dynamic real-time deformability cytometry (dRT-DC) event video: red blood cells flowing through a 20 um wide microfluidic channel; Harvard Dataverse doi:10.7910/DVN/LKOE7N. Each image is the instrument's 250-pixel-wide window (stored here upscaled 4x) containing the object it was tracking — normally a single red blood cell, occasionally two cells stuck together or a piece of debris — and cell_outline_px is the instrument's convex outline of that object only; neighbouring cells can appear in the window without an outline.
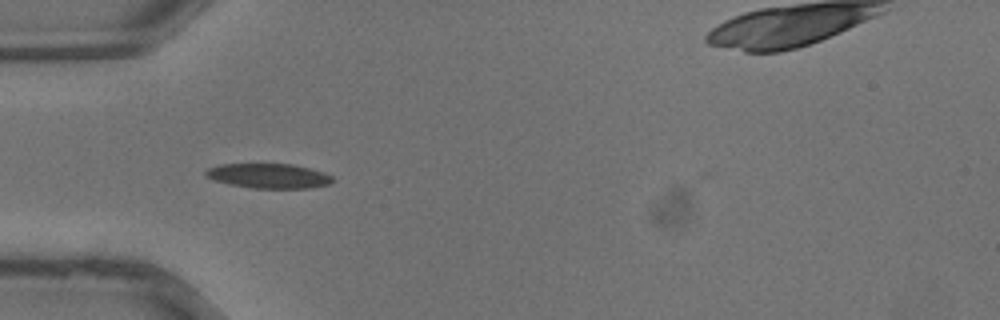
{"species": "common noctule bat (a hibernating species)", "species_latin": "Nyctalus noctula", "temperature_condition": "warm", "stored_images_in_passage": 27, "camera_frame_rate_fps": 3000, "um_per_image_px": 0.085, "animal": {"sex": "male", "body_mass_g": 13.3}, "frame": {"image": 1, "passage_image": 1, "time_ms": 0.0, "image_size_px": [1000, 320], "cell_outline_px": [[336, 180], [328, 184], [312, 188], [252, 188], [228, 184], [212, 180], [204, 176], [204, 172], [208, 168], [220, 164], [292, 164], [324, 172], [332, 176]], "centroid_in_image_um": [22.82, 14.95], "position_along_channel_um": 62.2, "area_um2": 18.44}}
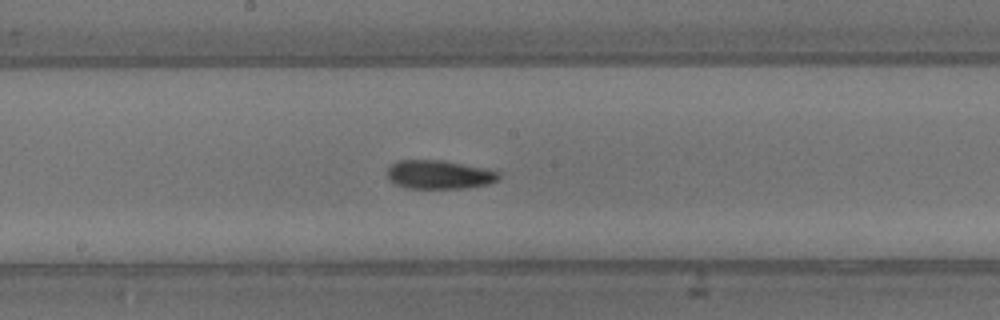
{"frame": {"image": 2, "passage_image": 9, "time_ms": 2.667, "image_size_px": [1000, 320], "cell_outline_px": [[500, 176], [496, 180], [488, 184], [468, 188], [408, 188], [396, 184], [388, 180], [384, 172], [396, 160], [444, 160], [488, 168], [500, 172]], "centroid_in_image_um": [37.31, 14.83], "position_along_channel_um": 210.9, "area_um2": 19.02}}
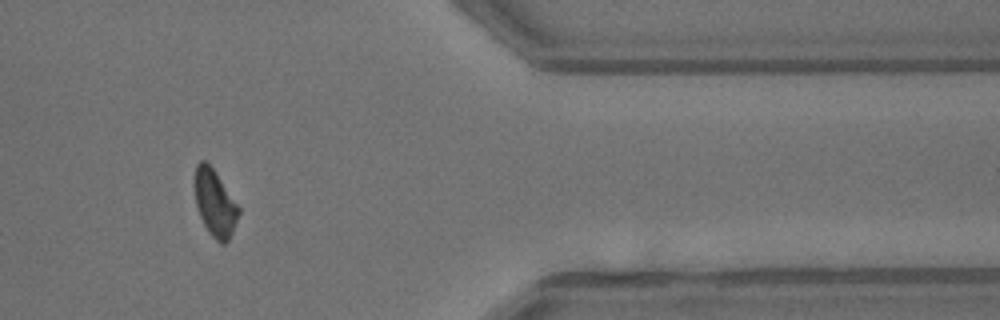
{"frame": {"image": 3, "passage_image": 20, "time_ms": 6.333, "image_size_px": [1000, 320], "cell_outline_px": [[240, 212], [232, 232], [228, 240], [224, 244], [220, 244], [208, 232], [196, 208], [196, 164], [200, 160], [204, 160], [216, 172], [240, 208]], "centroid_in_image_um": [18.28, 17.29], "position_along_channel_um": 393.1, "area_um2": 16.76}}